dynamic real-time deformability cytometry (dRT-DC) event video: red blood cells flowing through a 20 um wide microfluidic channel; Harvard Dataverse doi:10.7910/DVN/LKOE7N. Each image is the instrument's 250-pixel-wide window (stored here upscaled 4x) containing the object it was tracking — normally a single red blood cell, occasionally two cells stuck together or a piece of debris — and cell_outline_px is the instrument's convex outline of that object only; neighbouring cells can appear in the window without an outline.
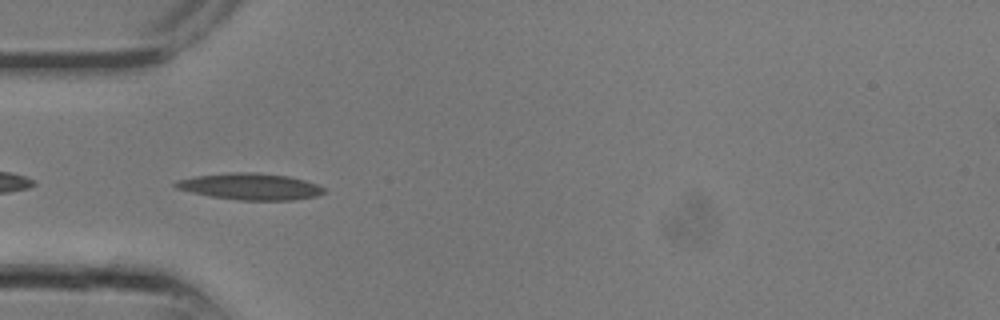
{"species": "common noctule bat (a hibernating species)", "species_latin": "Nyctalus noctula", "temperature_condition": "room temperature", "stored_images_in_passage": 11, "camera_frame_rate_fps": 3000, "um_per_image_px": 0.085, "animal": {"sex": "male", "body_mass_g": 13.3}, "frame": {"image": 1, "passage_image": 8, "time_ms": 2.333, "image_size_px": [1000, 320], "cell_outline_px": [[324, 192], [316, 196], [292, 200], [236, 200], [208, 196], [176, 188], [172, 184], [176, 180], [196, 176], [232, 172], [256, 172], [288, 176], [304, 180], [316, 184], [324, 188]], "centroid_in_image_um": [21.24, 15.85], "position_along_channel_um": 63.8, "area_um2": 22.89}}
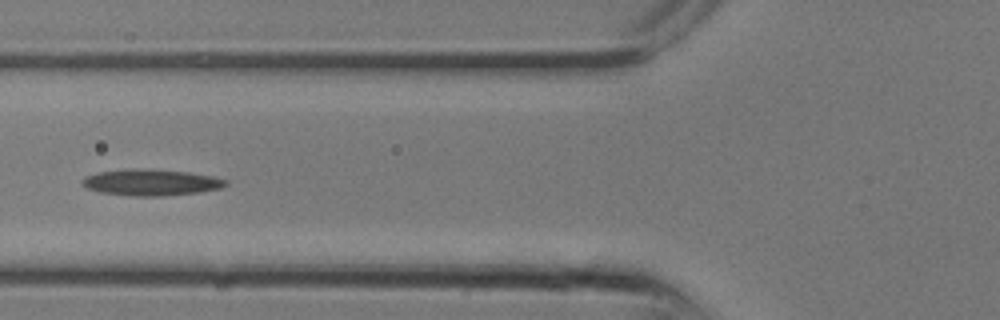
{"frame": {"image": 2, "passage_image": 10, "time_ms": 3.0, "image_size_px": [1000, 320], "cell_outline_px": [[228, 184], [220, 188], [200, 192], [164, 196], [132, 196], [100, 192], [88, 188], [80, 184], [80, 180], [84, 176], [96, 172], [128, 168], [136, 168], [188, 172], [212, 176], [228, 180]], "centroid_in_image_um": [12.79, 15.5], "position_along_channel_um": 113.0, "area_um2": 22.2}}